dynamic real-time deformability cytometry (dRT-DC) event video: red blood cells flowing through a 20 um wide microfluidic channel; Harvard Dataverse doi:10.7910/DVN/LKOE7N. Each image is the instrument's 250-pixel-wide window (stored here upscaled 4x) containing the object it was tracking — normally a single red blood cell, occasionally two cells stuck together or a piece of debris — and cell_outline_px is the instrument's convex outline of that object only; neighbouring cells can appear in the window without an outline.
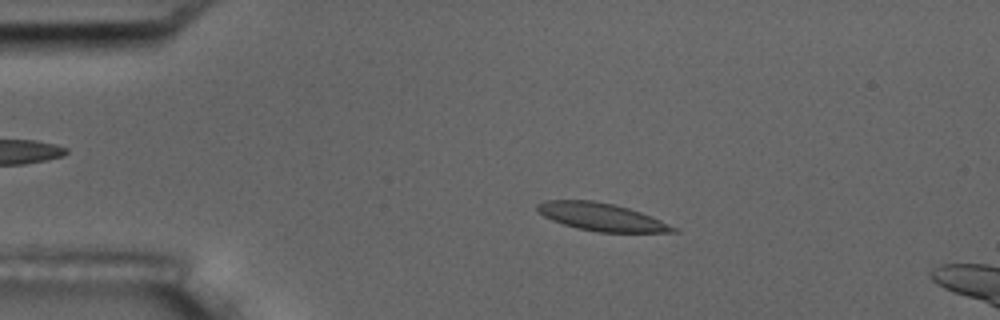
{"species": "common noctule bat (a hibernating species)", "species_latin": "Nyctalus noctula", "temperature_condition": "room temperature", "stored_images_in_passage": 5, "camera_frame_rate_fps": 3000, "um_per_image_px": 0.085, "animal": {"sex": "male", "body_mass_g": 17.5, "forearm_length_mm": 52.3}, "frame": {"image": 1, "passage_image": 3, "time_ms": 2.333, "image_size_px": [1000, 320], "cell_outline_px": [[680, 232], [600, 232], [576, 228], [552, 220], [544, 216], [536, 208], [536, 204], [544, 200], [592, 200], [616, 204], [652, 216], [676, 228]], "centroid_in_image_um": [51.11, 18.43], "position_along_channel_um": 33.9, "area_um2": 21.85}}